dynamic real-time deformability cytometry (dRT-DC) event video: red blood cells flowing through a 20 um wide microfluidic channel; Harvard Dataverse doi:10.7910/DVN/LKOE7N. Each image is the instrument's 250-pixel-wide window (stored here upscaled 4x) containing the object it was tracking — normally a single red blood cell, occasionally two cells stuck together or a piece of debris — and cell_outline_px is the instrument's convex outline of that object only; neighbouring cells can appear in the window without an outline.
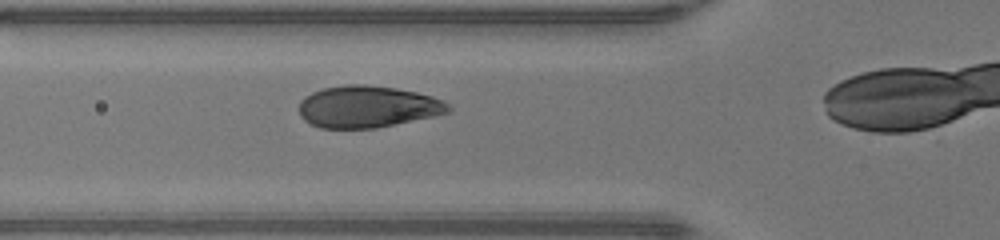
{"species": "human", "species_latin": "Homo sapiens", "temperature_condition": "warm", "stored_images_in_passage": 15, "camera_frame_rate_fps": 3000, "um_per_image_px": 0.085, "donor": {"sex": "male"}, "frame": {"image": 1, "passage_image": 11, "time_ms": 3.333, "image_size_px": [1000, 240], "cell_outline_px": [[452, 108], [448, 112], [432, 116], [376, 128], [320, 128], [304, 120], [300, 116], [300, 100], [304, 96], [312, 92], [324, 88], [344, 84], [364, 84], [396, 88], [416, 92], [432, 96], [444, 100]], "centroid_in_image_um": [31.22, 9.06], "position_along_channel_um": 94.6, "area_um2": 36.36}}